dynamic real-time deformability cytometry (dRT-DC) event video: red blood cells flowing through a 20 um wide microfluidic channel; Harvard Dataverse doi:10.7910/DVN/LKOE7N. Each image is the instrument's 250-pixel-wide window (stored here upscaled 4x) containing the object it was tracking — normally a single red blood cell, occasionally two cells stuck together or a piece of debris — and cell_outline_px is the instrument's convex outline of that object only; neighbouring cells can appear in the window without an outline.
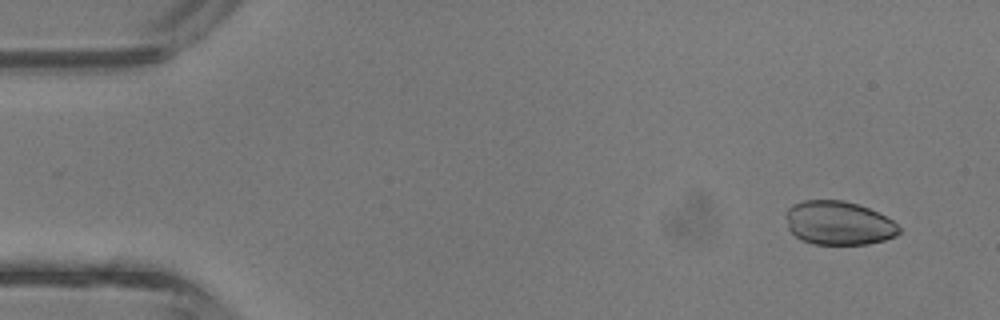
{"species": "common noctule bat (a hibernating species)", "species_latin": "Nyctalus noctula", "temperature_condition": "room temperature", "stored_images_in_passage": 40, "camera_frame_rate_fps": 3000, "um_per_image_px": 0.085, "animal": {"sex": "male", "body_mass_g": 13.3}, "frame": {"image": 1, "passage_image": 1, "time_ms": 0.0, "image_size_px": [1000, 320], "cell_outline_px": [[900, 232], [896, 236], [884, 240], [868, 244], [812, 244], [800, 240], [788, 228], [784, 216], [788, 208], [792, 204], [804, 200], [844, 200], [860, 204], [892, 220], [900, 228]], "centroid_in_image_um": [71.25, 18.95], "position_along_channel_um": 13.8, "area_um2": 29.07}}
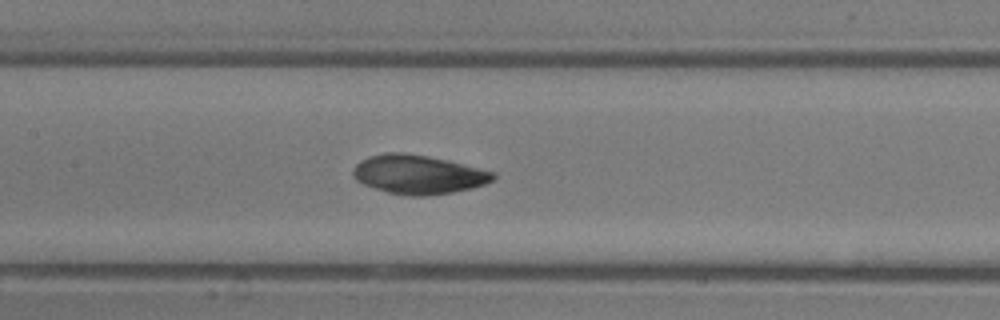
{"frame": {"image": 2, "passage_image": 18, "time_ms": 5.667, "image_size_px": [1000, 320], "cell_outline_px": [[496, 180], [472, 188], [452, 192], [428, 196], [404, 196], [388, 192], [364, 184], [356, 180], [352, 176], [352, 168], [360, 160], [368, 156], [384, 152], [404, 152], [428, 156], [448, 160], [496, 172]], "centroid_in_image_um": [35.55, 14.82], "position_along_channel_um": 171.8, "area_um2": 32.19}}
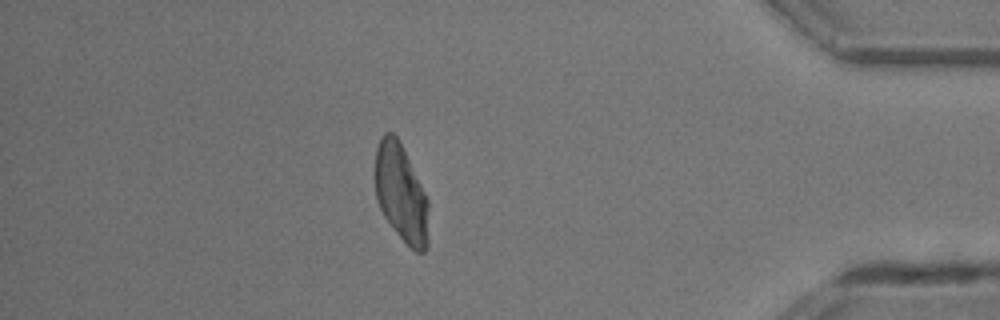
{"frame": {"image": 3, "passage_image": 35, "time_ms": 11.333, "image_size_px": [1000, 320], "cell_outline_px": [[428, 244], [424, 252], [416, 252], [396, 232], [384, 216], [380, 208], [376, 196], [376, 148], [384, 132], [392, 132], [396, 136], [428, 200]], "centroid_in_image_um": [34.09, 16.46], "position_along_channel_um": 401.1, "area_um2": 29.65}}